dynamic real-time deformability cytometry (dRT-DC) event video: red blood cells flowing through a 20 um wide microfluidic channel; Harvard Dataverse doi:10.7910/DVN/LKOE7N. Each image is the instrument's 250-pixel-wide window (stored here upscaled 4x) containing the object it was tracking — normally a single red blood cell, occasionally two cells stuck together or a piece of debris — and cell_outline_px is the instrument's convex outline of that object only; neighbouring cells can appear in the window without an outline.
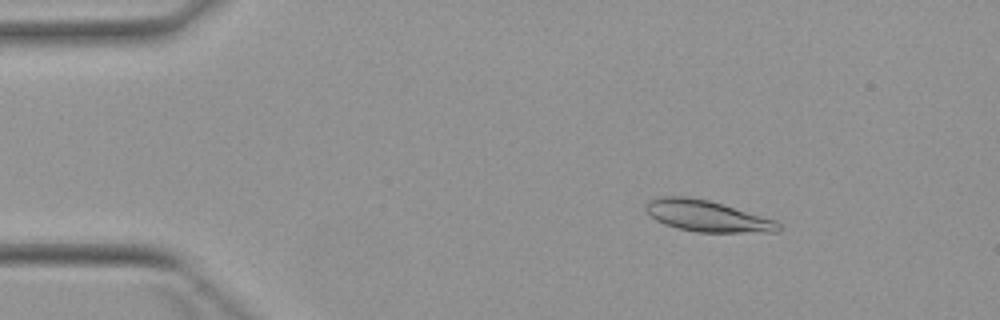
{"species": "Egyptian fruit bat (a non-hibernating species)", "species_latin": "Rousettus aegyptiacus", "temperature_condition": "warm", "stored_images_in_passage": 6, "camera_frame_rate_fps": 3000, "um_per_image_px": 0.085, "animal": {"sex": "female"}, "frame": {"image": 1, "passage_image": 3, "time_ms": 2.333, "image_size_px": [1000, 320], "cell_outline_px": [[780, 228], [776, 232], [696, 232], [664, 224], [656, 220], [644, 208], [652, 200], [660, 196], [688, 196], [708, 200], [776, 220], [780, 224]], "centroid_in_image_um": [60.11, 18.36], "position_along_channel_um": 24.9, "area_um2": 23.76}}